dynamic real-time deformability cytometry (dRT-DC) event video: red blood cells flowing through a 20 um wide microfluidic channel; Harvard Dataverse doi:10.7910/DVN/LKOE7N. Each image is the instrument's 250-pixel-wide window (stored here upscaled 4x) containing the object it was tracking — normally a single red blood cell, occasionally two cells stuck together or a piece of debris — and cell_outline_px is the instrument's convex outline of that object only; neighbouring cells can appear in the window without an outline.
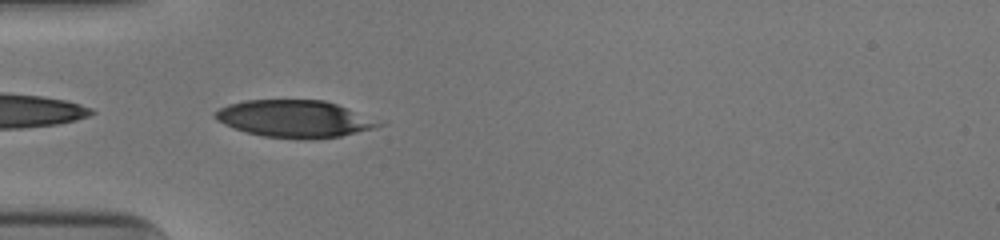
{"species": "human", "species_latin": "Homo sapiens", "temperature_condition": "cold", "stored_images_in_passage": 36, "camera_frame_rate_fps": 3000, "um_per_image_px": 0.085, "donor": {"sex": "male"}, "frame": {"image": 1, "passage_image": 1, "time_ms": 0.0, "image_size_px": [1000, 240], "cell_outline_px": [[384, 124], [372, 128], [340, 136], [312, 140], [300, 140], [264, 136], [232, 128], [216, 120], [212, 116], [212, 112], [228, 104], [244, 100], [324, 100], [336, 104]], "centroid_in_image_um": [24.92, 10.11], "position_along_channel_um": 60.1, "area_um2": 35.2}}
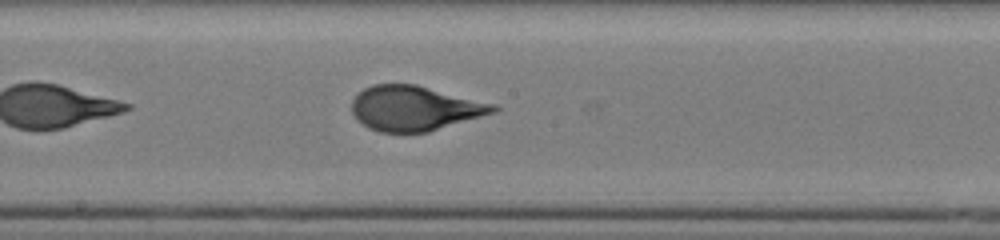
{"frame": {"image": 2, "passage_image": 13, "time_ms": 4.0, "image_size_px": [1000, 240], "cell_outline_px": [[500, 108], [496, 112], [428, 132], [380, 132], [368, 128], [356, 120], [352, 112], [352, 100], [364, 88], [372, 84], [416, 84], [496, 104]], "centroid_in_image_um": [35.25, 9.2], "position_along_channel_um": 213.0, "area_um2": 37.05}}
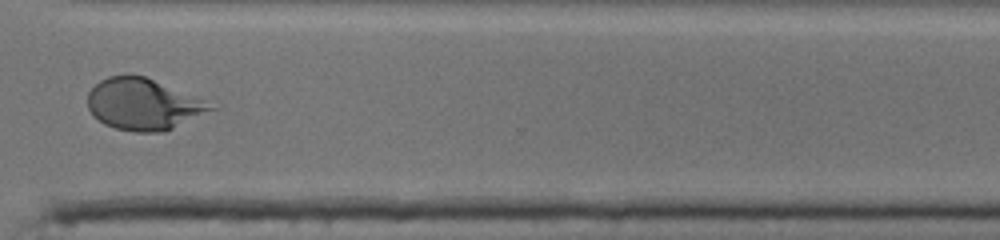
{"frame": {"image": 3, "passage_image": 24, "time_ms": 7.667, "image_size_px": [1000, 240], "cell_outline_px": [[220, 108], [164, 132], [132, 132], [116, 128], [104, 124], [92, 116], [88, 108], [88, 92], [100, 80], [108, 76], [128, 72], [144, 76], [220, 104]], "centroid_in_image_um": [12.26, 8.84], "position_along_channel_um": 358.3, "area_um2": 38.03}, "authors_computed_cell_mechanics": {"area_um2": 37.281, "velocity_mm_per_s": 3.9599, "shape_relaxation_time_tau1_ms": 5.0766, "shape_relaxation_time_tau2_ms": null, "deformation_change_tau1": 0.2089, "deformation_change_tau2": null}}